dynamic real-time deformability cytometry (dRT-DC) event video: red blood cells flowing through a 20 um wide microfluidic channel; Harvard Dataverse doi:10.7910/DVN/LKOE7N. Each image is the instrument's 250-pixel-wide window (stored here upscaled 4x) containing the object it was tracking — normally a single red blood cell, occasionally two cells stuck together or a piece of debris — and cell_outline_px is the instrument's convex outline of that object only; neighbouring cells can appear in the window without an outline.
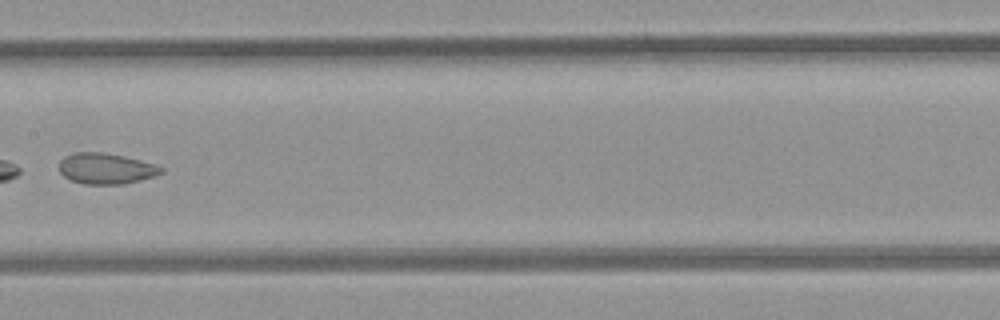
{"species": "common noctule bat (a hibernating species)", "species_latin": "Nyctalus noctula", "temperature_condition": "room temperature", "stored_images_in_passage": 7, "camera_frame_rate_fps": 3000, "um_per_image_px": 0.085, "animal": {"sex": "female", "body_mass_g": 21.9}, "frame": {"image": 1, "passage_image": 6, "time_ms": 6.667, "image_size_px": [1000, 320], "cell_outline_px": [[164, 172], [140, 180], [124, 184], [84, 184], [72, 180], [64, 176], [60, 172], [60, 160], [64, 156], [72, 152], [104, 152], [124, 156], [156, 164], [164, 168]], "centroid_in_image_um": [9.01, 14.31], "position_along_channel_um": 198.4, "area_um2": 18.38}}
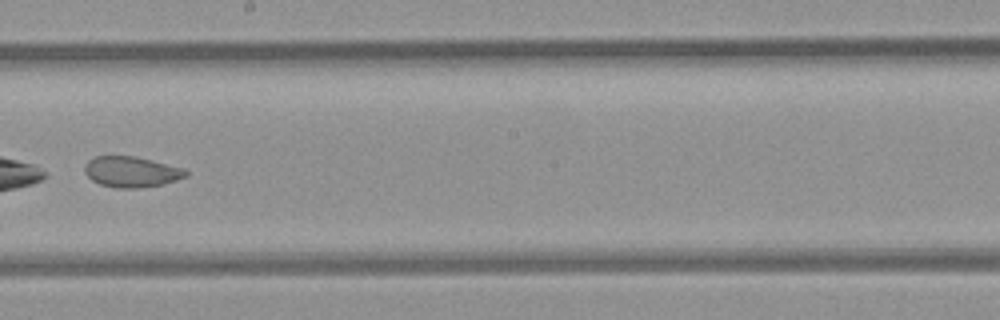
{"frame": {"image": 2, "passage_image": 7, "time_ms": 7.667, "image_size_px": [1000, 320], "cell_outline_px": [[188, 176], [176, 180], [160, 184], [136, 188], [116, 188], [100, 184], [92, 180], [84, 172], [84, 164], [88, 160], [96, 156], [136, 156], [184, 168], [188, 172]], "centroid_in_image_um": [11.15, 14.59], "position_along_channel_um": 237.0, "area_um2": 18.09}}